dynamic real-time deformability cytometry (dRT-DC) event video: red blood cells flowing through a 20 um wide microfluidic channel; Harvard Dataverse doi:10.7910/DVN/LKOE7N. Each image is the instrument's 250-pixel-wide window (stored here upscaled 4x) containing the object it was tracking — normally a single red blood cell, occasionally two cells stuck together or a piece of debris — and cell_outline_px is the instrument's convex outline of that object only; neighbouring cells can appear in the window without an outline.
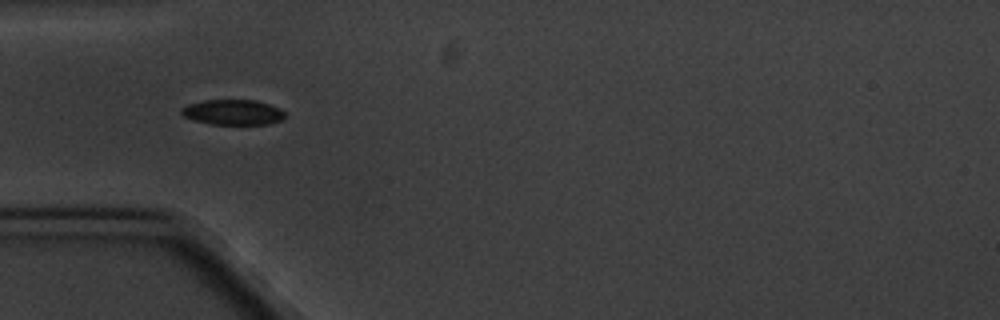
{"species": "common noctule bat (a hibernating species)", "species_latin": "Nyctalus noctula", "temperature_condition": "cold", "stored_images_in_passage": 5, "camera_frame_rate_fps": 3000, "um_per_image_px": 0.085, "animal": {"sex": "male", "body_mass_g": 20.1, "forearm_length_mm": 53.5}, "frame": {"image": 1, "passage_image": 4, "time_ms": 4.667, "image_size_px": [1000, 320], "cell_outline_px": [[284, 116], [280, 120], [268, 124], [208, 124], [184, 116], [180, 112], [180, 108], [188, 104], [204, 100], [256, 100], [280, 108], [284, 112]], "centroid_in_image_um": [19.77, 9.53], "position_along_channel_um": 65.2, "area_um2": 15.14}}